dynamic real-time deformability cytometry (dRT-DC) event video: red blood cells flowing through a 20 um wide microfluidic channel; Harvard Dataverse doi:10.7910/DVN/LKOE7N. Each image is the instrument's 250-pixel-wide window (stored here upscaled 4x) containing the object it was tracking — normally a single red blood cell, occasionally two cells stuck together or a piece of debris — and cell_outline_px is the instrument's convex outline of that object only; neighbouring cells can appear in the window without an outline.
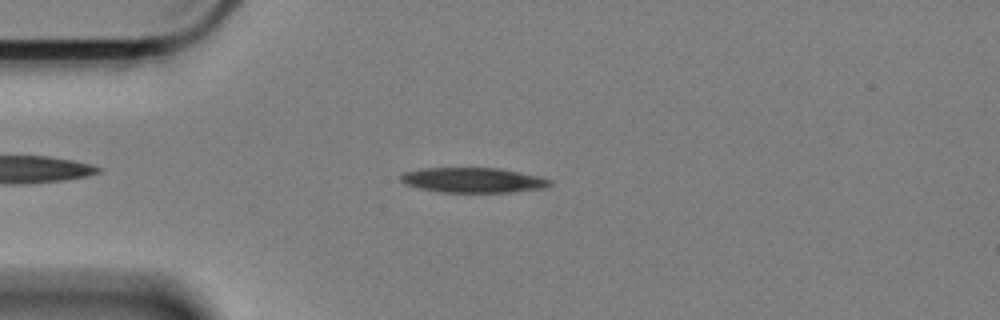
{"species": "Egyptian fruit bat (a non-hibernating species)", "species_latin": "Rousettus aegyptiacus", "temperature_condition": "cold", "stored_images_in_passage": 48, "camera_frame_rate_fps": 3000, "um_per_image_px": 0.085, "animal": {"sex": "female"}, "frame": {"image": 1, "passage_image": 4, "time_ms": 1.0, "image_size_px": [1000, 320], "cell_outline_px": [[552, 184], [544, 188], [508, 192], [444, 192], [420, 188], [404, 184], [400, 180], [400, 176], [404, 172], [420, 168], [500, 168], [540, 176], [552, 180]], "centroid_in_image_um": [40.22, 15.3], "position_along_channel_um": 44.8, "area_um2": 21.73}}
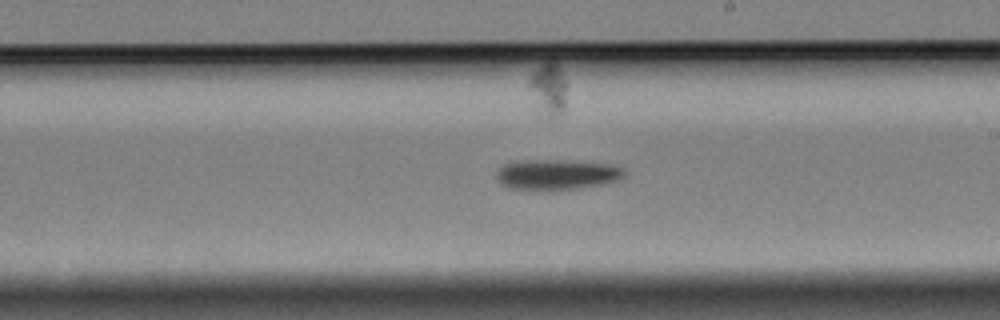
{"frame": {"image": 2, "passage_image": 23, "time_ms": 7.333, "image_size_px": [1000, 320], "cell_outline_px": [[624, 176], [620, 180], [600, 184], [576, 188], [508, 188], [500, 184], [496, 176], [496, 172], [504, 164], [516, 160], [560, 160], [612, 164], [624, 168]], "centroid_in_image_um": [47.32, 14.8], "position_along_channel_um": 241.7, "area_um2": 22.14}}
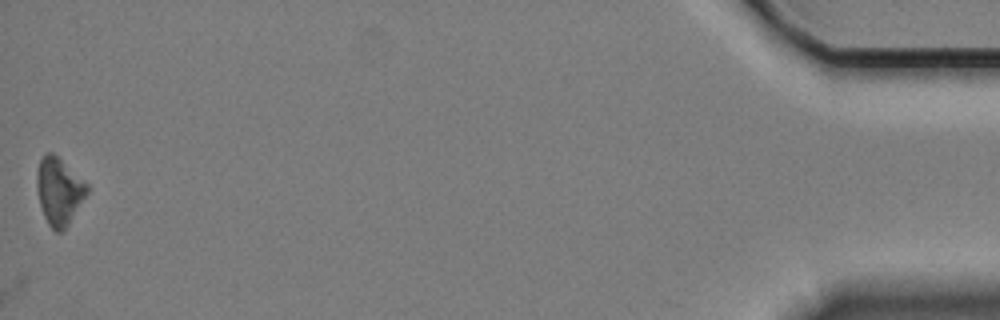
{"frame": {"image": 3, "passage_image": 48, "time_ms": 15.667, "image_size_px": [1000, 320], "cell_outline_px": [[88, 192], [68, 224], [60, 232], [56, 232], [48, 224], [44, 216], [40, 204], [36, 184], [36, 172], [40, 160], [48, 152], [52, 152], [88, 184]], "centroid_in_image_um": [5.0, 16.25], "position_along_channel_um": 430.2, "area_um2": 19.25}, "authors_computed_cell_mechanics": {"area_um2": 21.9929, "velocity_mm_per_s": 3.3742, "shape_relaxation_time_tau1_ms": 6.6489, "shape_relaxation_time_tau2_ms": null, "deformation_change_tau1": 0.1471, "deformation_change_tau2": null}}